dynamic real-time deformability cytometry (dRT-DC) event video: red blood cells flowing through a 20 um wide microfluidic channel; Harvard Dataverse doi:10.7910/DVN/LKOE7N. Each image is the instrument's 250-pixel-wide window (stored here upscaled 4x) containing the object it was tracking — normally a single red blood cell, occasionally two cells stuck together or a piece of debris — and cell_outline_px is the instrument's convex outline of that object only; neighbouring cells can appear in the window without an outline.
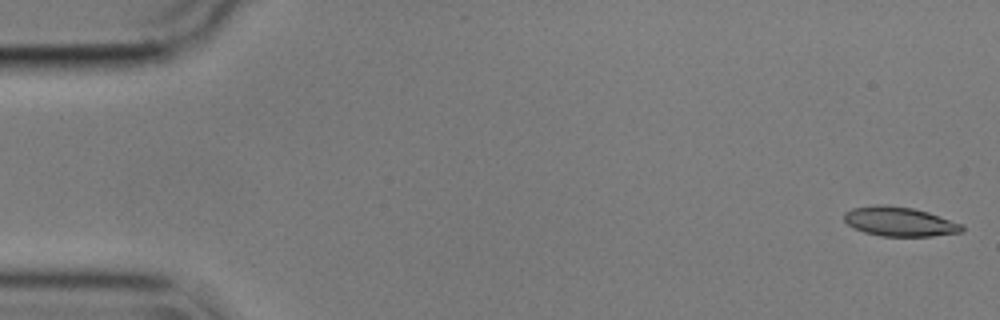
{"species": "common noctule bat (a hibernating species)", "species_latin": "Nyctalus noctula", "temperature_condition": "cold", "stored_images_in_passage": 55, "camera_frame_rate_fps": 3000, "um_per_image_px": 0.085, "animal": {"sex": "male", "body_mass_g": 17.9}, "frame": {"image": 1, "passage_image": 1, "time_ms": 0.0, "image_size_px": [1000, 320], "cell_outline_px": [[964, 232], [932, 236], [880, 236], [864, 232], [848, 224], [844, 220], [844, 212], [852, 208], [876, 204], [884, 204], [912, 208], [928, 212], [964, 224]], "centroid_in_image_um": [76.49, 18.83], "position_along_channel_um": 8.5, "area_um2": 20.29}}
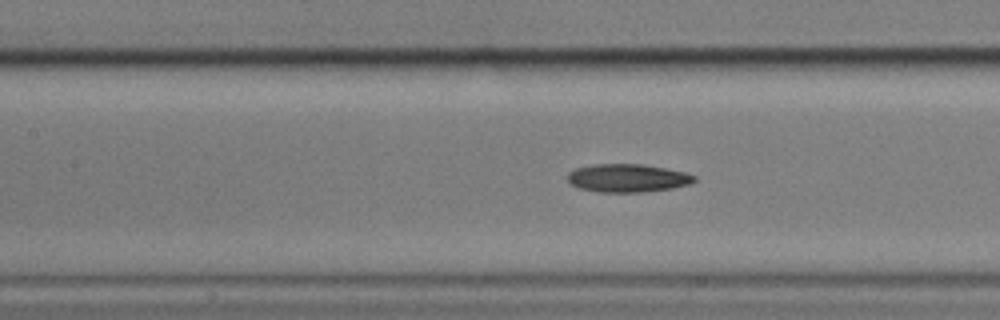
{"frame": {"image": 2, "passage_image": 24, "time_ms": 7.667, "image_size_px": [1000, 320], "cell_outline_px": [[696, 180], [688, 184], [672, 188], [644, 192], [600, 192], [576, 188], [568, 180], [568, 172], [576, 168], [592, 164], [640, 164], [664, 168], [684, 172], [696, 176]], "centroid_in_image_um": [53.31, 15.14], "position_along_channel_um": 154.1, "area_um2": 20.75}}
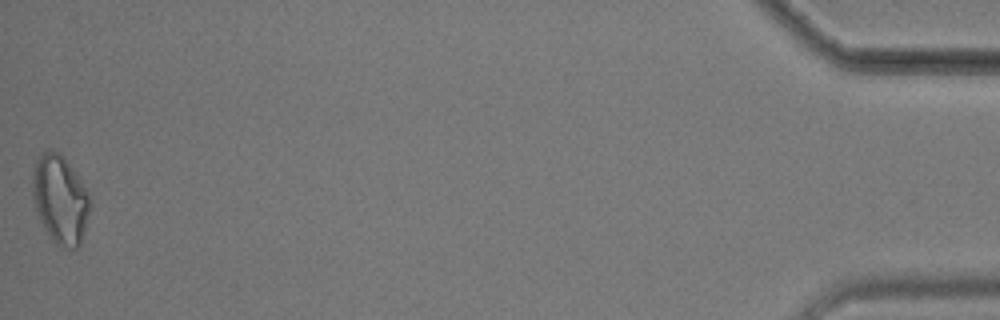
{"frame": {"image": 3, "passage_image": 55, "time_ms": 18.0, "image_size_px": [1000, 320], "cell_outline_px": [[92, 204], [80, 248], [60, 248], [52, 240], [44, 228], [40, 220], [32, 196], [32, 172], [36, 160], [48, 148], [60, 152], [72, 168], [88, 192]], "centroid_in_image_um": [5.13, 16.97], "position_along_channel_um": 430.1, "area_um2": 30.0}, "authors_computed_cell_mechanics": {"area_um2": 21.0392, "velocity_mm_per_s": 3.586, "shape_relaxation_time_tau1_ms": 6.4849, "shape_relaxation_time_tau2_ms": 6.9108, "deformation_change_tau1": 0.1391, "deformation_change_tau2": 0.1631}}